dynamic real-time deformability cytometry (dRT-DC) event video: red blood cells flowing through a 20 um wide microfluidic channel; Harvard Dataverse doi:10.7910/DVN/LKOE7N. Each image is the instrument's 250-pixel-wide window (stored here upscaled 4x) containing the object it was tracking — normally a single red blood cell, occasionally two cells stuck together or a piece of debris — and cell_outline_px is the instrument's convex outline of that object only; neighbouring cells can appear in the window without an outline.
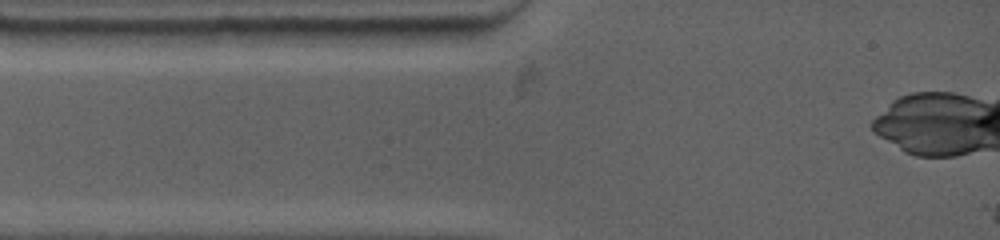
{"species": "common noctule bat (a hibernating species)", "species_latin": "Nyctalus noctula", "temperature_condition": "warm", "stored_images_in_passage": 3, "camera_frame_rate_fps": 4500, "um_per_image_px": 0.085, "animal": {"sex": "female", "body_mass_g": 19.0, "forearm_length_mm": 53.3}, "frame": {"image": 1, "passage_image": 1, "time_ms": 0.0, "image_size_px": [1000, 240], "cell_outline_px": [[472, 36], [468, 44], [372, 48], [364, 28], [472, 28]], "centroid_in_image_um": [35.48, 3.13], "position_along_channel_um": 49.5, "area_um2": 13.41}}